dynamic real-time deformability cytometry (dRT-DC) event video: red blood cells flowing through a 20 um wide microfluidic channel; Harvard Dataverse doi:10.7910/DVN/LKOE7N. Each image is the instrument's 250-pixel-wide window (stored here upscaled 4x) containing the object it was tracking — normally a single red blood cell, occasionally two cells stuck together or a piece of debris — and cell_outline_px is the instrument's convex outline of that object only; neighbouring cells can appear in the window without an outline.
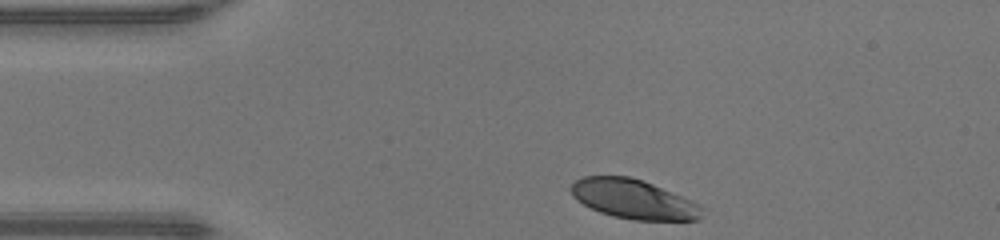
{"species": "human", "species_latin": "Homo sapiens", "temperature_condition": "warm", "stored_images_in_passage": 30, "camera_frame_rate_fps": 3000, "um_per_image_px": 0.085, "donor": {"sex": "male"}, "frame": {"image": 1, "passage_image": 1, "time_ms": 0.0, "image_size_px": [1000, 240], "cell_outline_px": [[700, 220], [632, 220], [612, 216], [600, 212], [584, 204], [572, 196], [568, 188], [576, 180], [584, 176], [628, 176], [652, 184], [700, 204]], "centroid_in_image_um": [53.8, 16.93], "position_along_channel_um": 31.2, "area_um2": 29.71}}
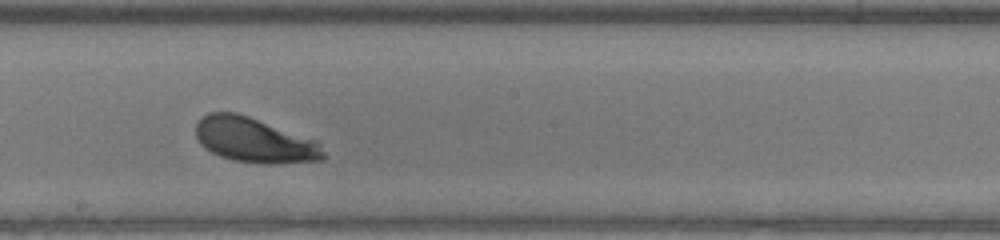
{"frame": {"image": 2, "passage_image": 18, "time_ms": 5.667, "image_size_px": [1000, 240], "cell_outline_px": [[324, 160], [280, 164], [264, 164], [232, 160], [220, 156], [212, 152], [200, 144], [196, 136], [196, 124], [200, 116], [208, 112], [236, 112], [320, 140], [324, 152]], "centroid_in_image_um": [21.67, 11.91], "position_along_channel_um": 226.5, "area_um2": 33.99}}
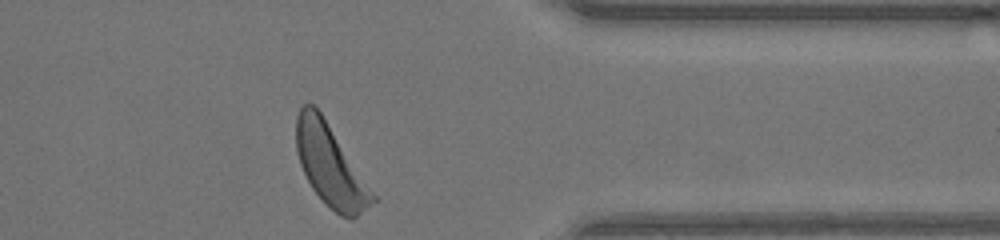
{"frame": {"image": 3, "passage_image": 30, "time_ms": 9.667, "image_size_px": [1000, 240], "cell_outline_px": [[380, 200], [352, 220], [340, 216], [312, 188], [300, 164], [296, 152], [296, 116], [300, 108], [304, 104], [312, 104], [320, 112]], "centroid_in_image_um": [28.12, 14.1], "position_along_channel_um": 383.3, "area_um2": 35.89}, "authors_computed_cell_mechanics": {"area_um2": 32.6859, "velocity_mm_per_s": 4.3129, "shape_relaxation_time_tau1_ms": 1.7554, "shape_relaxation_time_tau2_ms": null, "deformation_change_tau1": 0.1453, "deformation_change_tau2": null}}